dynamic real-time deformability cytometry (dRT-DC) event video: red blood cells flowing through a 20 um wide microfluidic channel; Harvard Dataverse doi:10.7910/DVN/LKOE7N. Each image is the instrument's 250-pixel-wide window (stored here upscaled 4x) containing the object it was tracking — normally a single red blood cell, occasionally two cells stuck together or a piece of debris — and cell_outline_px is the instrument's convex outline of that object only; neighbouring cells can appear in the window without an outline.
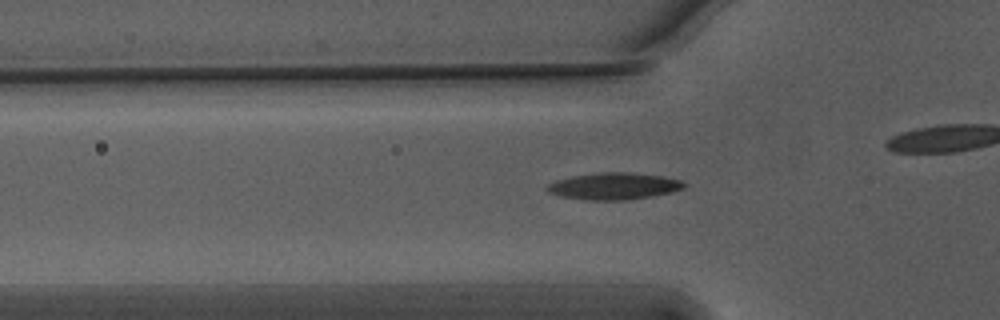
{"species": "Egyptian fruit bat (a non-hibernating species)", "species_latin": "Rousettus aegyptiacus", "temperature_condition": "warm", "stored_images_in_passage": 44, "camera_frame_rate_fps": 3000, "um_per_image_px": 0.085, "animal": {"sex": "male"}, "frame": {"image": 1, "passage_image": 12, "time_ms": 3.667, "image_size_px": [1000, 320], "cell_outline_px": [[688, 184], [684, 188], [672, 192], [652, 196], [624, 200], [588, 200], [560, 196], [548, 192], [544, 188], [548, 184], [556, 180], [572, 176], [604, 172], [628, 172], [660, 176], [680, 180]], "centroid_in_image_um": [52.17, 15.82], "position_along_channel_um": 73.6, "area_um2": 21.33}}
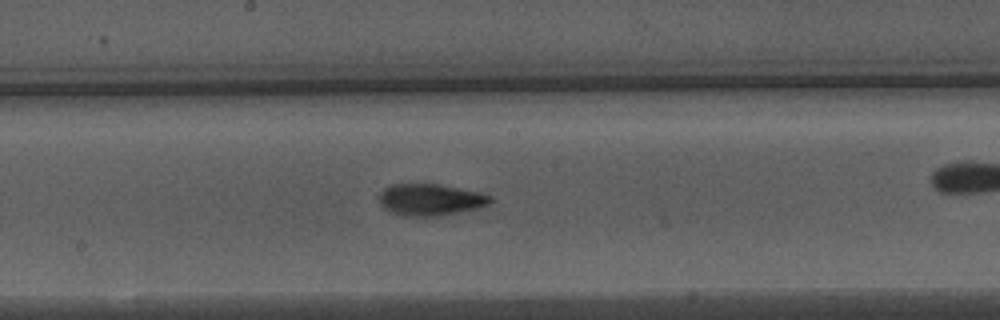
{"frame": {"image": 2, "passage_image": 23, "time_ms": 7.333, "image_size_px": [1000, 320], "cell_outline_px": [[492, 200], [488, 204], [476, 208], [436, 216], [404, 216], [392, 212], [384, 208], [380, 204], [380, 192], [384, 188], [392, 184], [436, 184], [476, 192], [492, 196]], "centroid_in_image_um": [36.53, 16.97], "position_along_channel_um": 211.7, "area_um2": 20.06}}
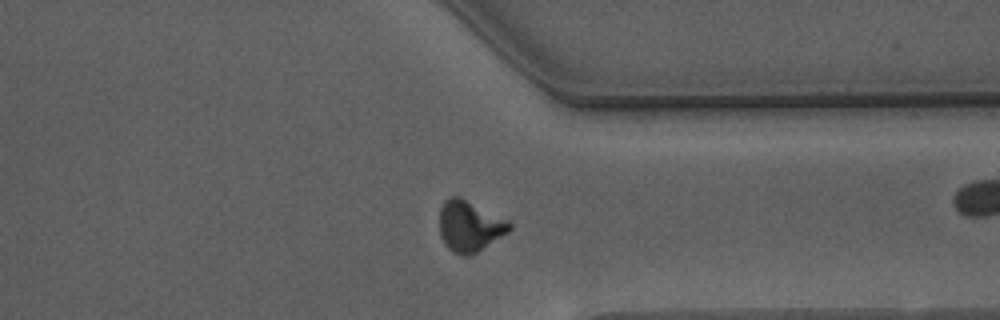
{"frame": {"image": 3, "passage_image": 36, "time_ms": 11.667, "image_size_px": [1000, 320], "cell_outline_px": [[512, 228], [508, 232], [476, 252], [468, 256], [460, 256], [452, 252], [444, 244], [440, 236], [440, 208], [444, 200], [448, 196], [460, 196], [508, 220], [512, 224]], "centroid_in_image_um": [39.89, 19.21], "position_along_channel_um": 371.5, "area_um2": 20.87}, "authors_computed_cell_mechanics": {"area_um2": 19.7098, "velocity_mm_per_s": 3.7529, "shape_relaxation_time_tau1_ms": 4.1698, "shape_relaxation_time_tau2_ms": 2.0218, "deformation_change_tau1": 0.1829, "deformation_change_tau2": 0.0945}}